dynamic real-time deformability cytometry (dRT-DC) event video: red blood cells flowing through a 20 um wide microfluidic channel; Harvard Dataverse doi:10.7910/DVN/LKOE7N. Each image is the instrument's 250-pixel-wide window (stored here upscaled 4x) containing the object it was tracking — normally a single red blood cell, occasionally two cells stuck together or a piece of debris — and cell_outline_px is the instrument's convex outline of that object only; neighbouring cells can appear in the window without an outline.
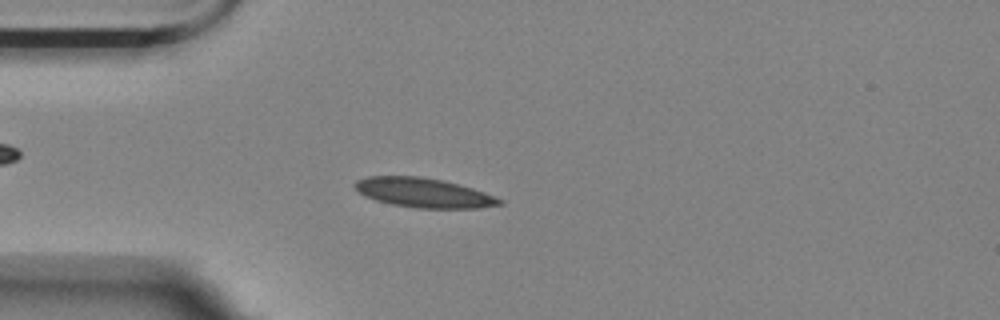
{"species": "Egyptian fruit bat (a non-hibernating species)", "species_latin": "Rousettus aegyptiacus", "temperature_condition": "room temperature", "stored_images_in_passage": 55, "camera_frame_rate_fps": 3000, "um_per_image_px": 0.085, "animal": {"sex": "female"}, "frame": {"image": 1, "passage_image": 14, "time_ms": 4.333, "image_size_px": [1000, 320], "cell_outline_px": [[504, 204], [480, 208], [416, 208], [392, 204], [376, 200], [364, 196], [352, 184], [356, 180], [368, 176], [420, 176], [444, 180], [472, 188], [484, 192], [504, 200]], "centroid_in_image_um": [36.02, 16.38], "position_along_channel_um": 49.0, "area_um2": 24.91}}
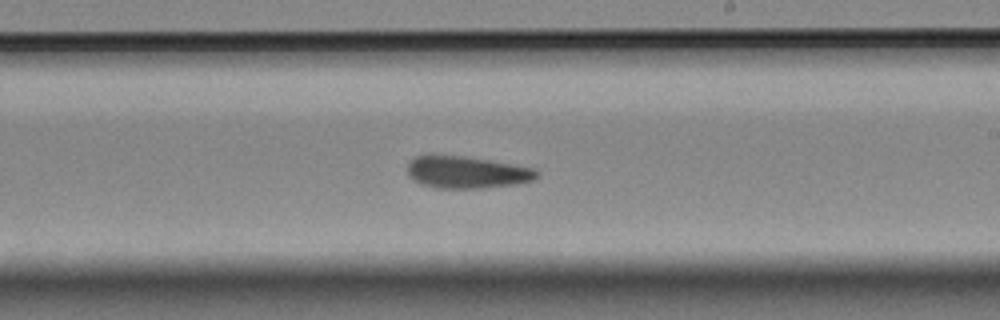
{"frame": {"image": 2, "passage_image": 32, "time_ms": 10.333, "image_size_px": [1000, 320], "cell_outline_px": [[540, 176], [532, 180], [516, 184], [480, 188], [436, 188], [420, 184], [412, 180], [408, 176], [408, 160], [416, 156], [432, 152], [464, 156], [536, 168], [540, 172]], "centroid_in_image_um": [39.61, 14.61], "position_along_channel_um": 249.4, "area_um2": 24.91}}
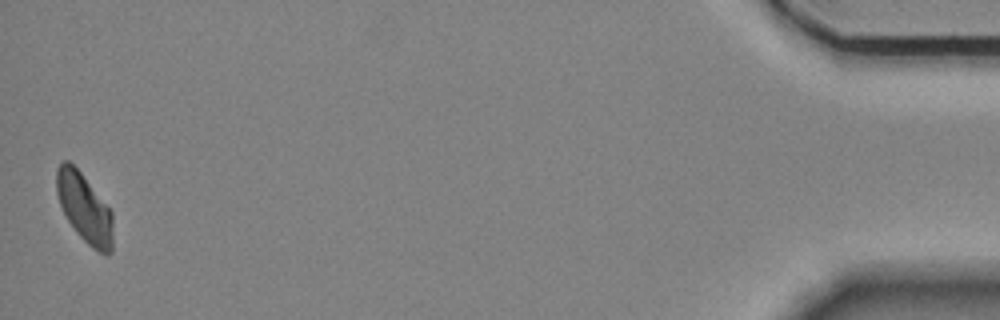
{"frame": {"image": 3, "passage_image": 55, "time_ms": 18.0, "image_size_px": [1000, 320], "cell_outline_px": [[112, 252], [108, 256], [104, 256], [92, 248], [76, 232], [68, 220], [60, 204], [56, 192], [56, 168], [64, 160], [68, 160], [80, 172], [112, 212]], "centroid_in_image_um": [7.18, 17.72], "position_along_channel_um": 428.0, "area_um2": 22.48}, "authors_computed_cell_mechanics": {"area_um2": 23.8714, "velocity_mm_per_s": 3.5067, "shape_relaxation_time_tau1_ms": 5.6067, "shape_relaxation_time_tau2_ms": 3.8585, "deformation_change_tau1": 0.1057, "deformation_change_tau2": 0.0777}}